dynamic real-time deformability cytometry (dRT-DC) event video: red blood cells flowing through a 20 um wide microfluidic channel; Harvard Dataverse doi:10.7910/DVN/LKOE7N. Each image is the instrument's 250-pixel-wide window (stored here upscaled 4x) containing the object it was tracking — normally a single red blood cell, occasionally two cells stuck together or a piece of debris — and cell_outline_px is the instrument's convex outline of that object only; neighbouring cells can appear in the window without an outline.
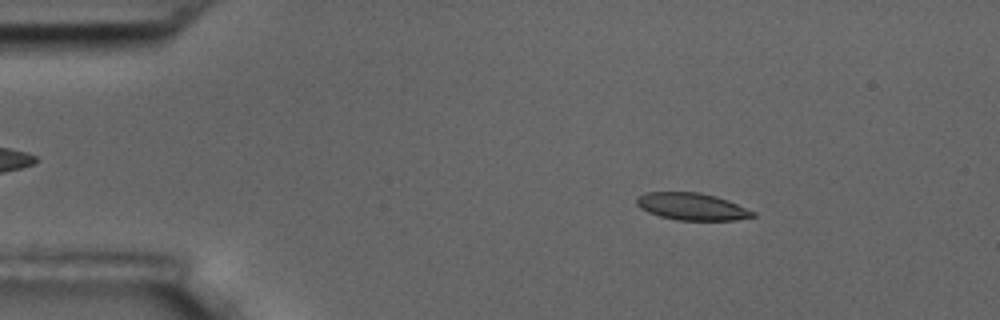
{"species": "common noctule bat (a hibernating species)", "species_latin": "Nyctalus noctula", "temperature_condition": "room temperature", "stored_images_in_passage": 4, "camera_frame_rate_fps": 3000, "um_per_image_px": 0.085, "animal": {"sex": "male", "body_mass_g": 17.5, "forearm_length_mm": 52.3}, "frame": {"image": 1, "passage_image": 2, "time_ms": 1.333, "image_size_px": [1000, 320], "cell_outline_px": [[756, 216], [736, 220], [676, 220], [660, 216], [648, 212], [640, 208], [636, 204], [636, 196], [644, 192], [700, 192], [716, 196], [728, 200], [756, 212]], "centroid_in_image_um": [58.8, 17.55], "position_along_channel_um": 26.2, "area_um2": 18.55}}